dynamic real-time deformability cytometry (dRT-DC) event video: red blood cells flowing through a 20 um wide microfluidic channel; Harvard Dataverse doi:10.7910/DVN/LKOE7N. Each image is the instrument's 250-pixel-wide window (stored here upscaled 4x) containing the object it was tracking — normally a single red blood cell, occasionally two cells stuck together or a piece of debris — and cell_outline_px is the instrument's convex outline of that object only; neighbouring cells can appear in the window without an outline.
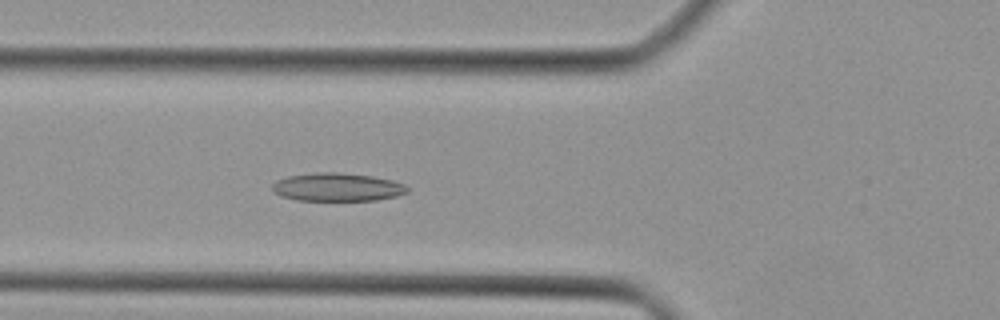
{"species": "Egyptian fruit bat (a non-hibernating species)", "species_latin": "Rousettus aegyptiacus", "temperature_condition": "cold", "stored_images_in_passage": 36, "camera_frame_rate_fps": 3000, "um_per_image_px": 0.085, "animal": {"sex": "female"}, "frame": {"image": 1, "passage_image": 13, "time_ms": 4.0, "image_size_px": [1000, 320], "cell_outline_px": [[408, 192], [396, 196], [376, 200], [296, 200], [280, 196], [272, 192], [272, 184], [276, 180], [288, 176], [316, 172], [340, 172], [372, 176], [392, 180], [404, 184], [408, 188]], "centroid_in_image_um": [28.63, 15.9], "position_along_channel_um": 97.2, "area_um2": 22.31}}
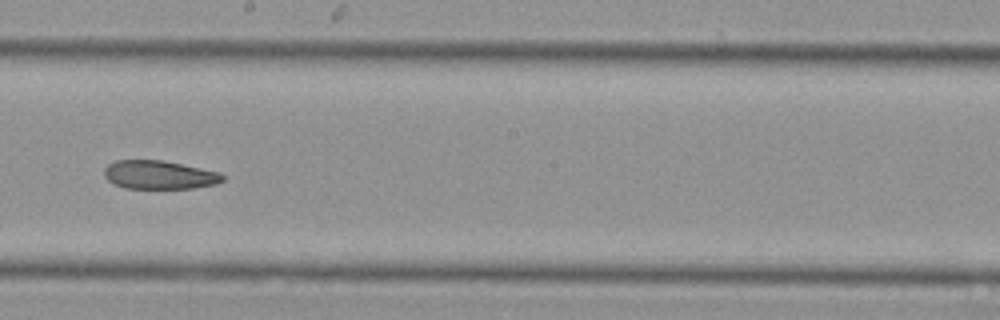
{"frame": {"image": 2, "passage_image": 22, "time_ms": 7.0, "image_size_px": [1000, 320], "cell_outline_px": [[224, 180], [216, 184], [192, 188], [124, 188], [108, 180], [104, 176], [104, 168], [108, 164], [116, 160], [164, 160], [220, 172], [224, 176]], "centroid_in_image_um": [13.54, 14.85], "position_along_channel_um": 234.7, "area_um2": 19.71}}
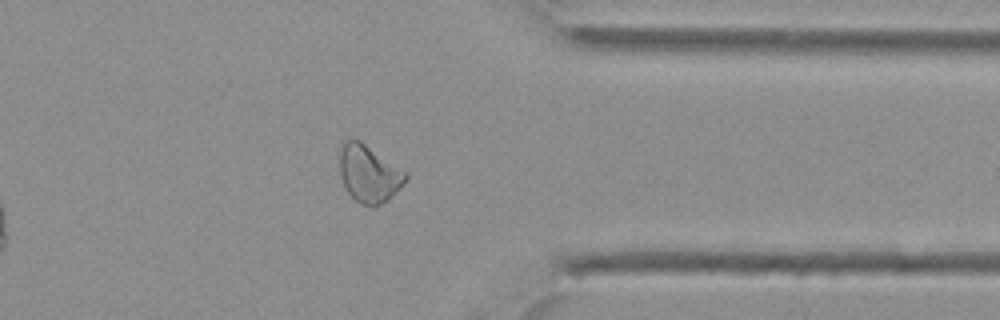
{"frame": {"image": 3, "passage_image": 32, "time_ms": 10.333, "image_size_px": [1000, 320], "cell_outline_px": [[408, 180], [388, 200], [372, 208], [360, 204], [344, 188], [340, 176], [340, 148], [348, 140], [360, 140], [408, 172]], "centroid_in_image_um": [31.39, 14.79], "position_along_channel_um": 380.0, "area_um2": 22.25}}